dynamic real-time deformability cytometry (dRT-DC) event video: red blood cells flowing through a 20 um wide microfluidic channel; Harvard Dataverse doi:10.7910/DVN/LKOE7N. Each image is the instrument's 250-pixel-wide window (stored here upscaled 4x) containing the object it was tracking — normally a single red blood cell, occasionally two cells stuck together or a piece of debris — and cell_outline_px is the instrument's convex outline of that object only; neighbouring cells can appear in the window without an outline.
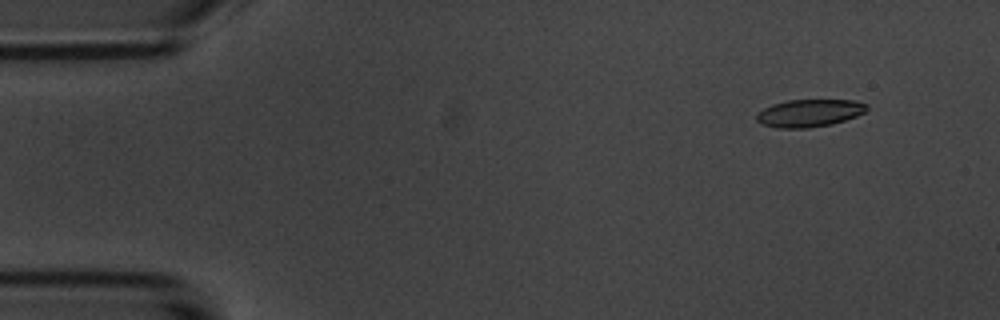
{"species": "common noctule bat (a hibernating species)", "species_latin": "Nyctalus noctula", "temperature_condition": "room temperature", "stored_images_in_passage": 5, "camera_frame_rate_fps": 3000, "um_per_image_px": 0.085, "animal": {"sex": "male", "body_mass_g": 20.1, "forearm_length_mm": 53.5}, "frame": {"image": 1, "passage_image": 1, "time_ms": 0.0, "image_size_px": [1000, 320], "cell_outline_px": [[868, 108], [864, 112], [856, 116], [832, 124], [808, 128], [776, 128], [760, 124], [756, 120], [756, 112], [772, 104], [788, 100], [856, 100], [868, 104]], "centroid_in_image_um": [68.76, 9.61], "position_along_channel_um": 16.2, "area_um2": 17.86}}
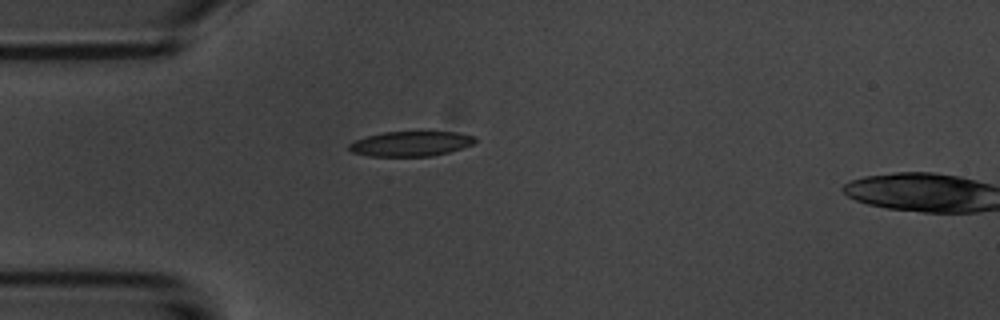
{"frame": {"image": 2, "passage_image": 4, "time_ms": 3.333, "image_size_px": [1000, 320], "cell_outline_px": [[476, 140], [472, 144], [448, 152], [432, 156], [368, 156], [352, 152], [348, 148], [348, 144], [352, 140], [384, 132], [456, 132], [476, 136]], "centroid_in_image_um": [34.88, 12.21], "position_along_channel_um": 50.1, "area_um2": 18.26}}